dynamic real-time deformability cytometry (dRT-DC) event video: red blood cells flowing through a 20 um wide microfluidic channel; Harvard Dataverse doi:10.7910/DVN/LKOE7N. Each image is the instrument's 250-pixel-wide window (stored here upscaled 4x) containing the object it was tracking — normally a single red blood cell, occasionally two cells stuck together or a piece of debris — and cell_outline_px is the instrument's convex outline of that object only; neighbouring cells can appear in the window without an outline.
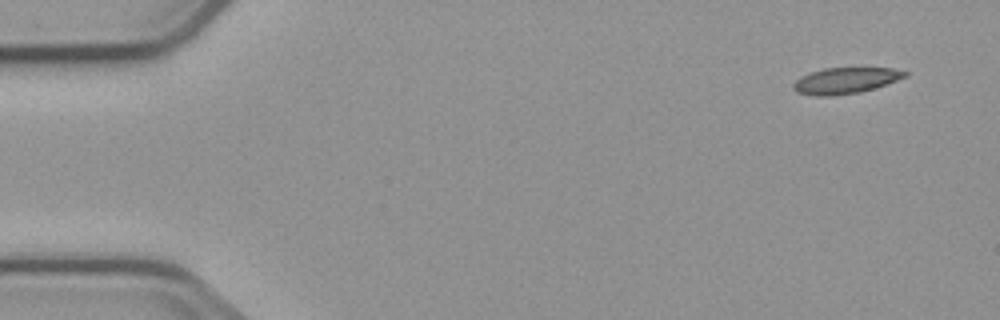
{"species": "common noctule bat (a hibernating species)", "species_latin": "Nyctalus noctula", "temperature_condition": "cold", "stored_images_in_passage": 5, "camera_frame_rate_fps": 3000, "um_per_image_px": 0.085, "animal": {"sex": "male", "body_mass_g": 23.1, "forearm_length_mm": 52.7}, "frame": {"image": 1, "passage_image": 1, "time_ms": 0.0, "image_size_px": [1000, 320], "cell_outline_px": [[908, 76], [860, 92], [832, 96], [816, 96], [796, 92], [792, 88], [792, 84], [800, 76], [824, 68], [892, 68], [908, 72]], "centroid_in_image_um": [71.82, 6.85], "position_along_channel_um": 13.2, "area_um2": 16.82}}